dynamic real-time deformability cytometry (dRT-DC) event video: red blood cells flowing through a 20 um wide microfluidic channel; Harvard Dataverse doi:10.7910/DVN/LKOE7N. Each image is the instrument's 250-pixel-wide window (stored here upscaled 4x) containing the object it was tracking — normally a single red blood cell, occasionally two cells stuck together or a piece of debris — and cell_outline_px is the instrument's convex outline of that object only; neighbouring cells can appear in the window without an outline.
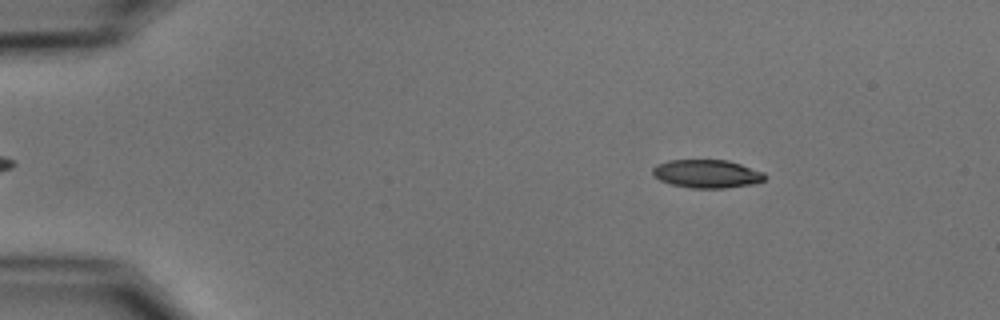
{"species": "common noctule bat (a hibernating species)", "species_latin": "Nyctalus noctula", "temperature_condition": "cold", "stored_images_in_passage": 48, "camera_frame_rate_fps": 3000, "um_per_image_px": 0.085, "animal": {"sex": "male", "body_mass_g": 15.6}, "frame": {"image": 1, "passage_image": 8, "time_ms": 2.333, "image_size_px": [1000, 320], "cell_outline_px": [[764, 180], [752, 184], [724, 188], [692, 188], [672, 184], [660, 180], [652, 176], [652, 168], [656, 164], [668, 160], [728, 160], [764, 172]], "centroid_in_image_um": [60.04, 14.76], "position_along_channel_um": 25.0, "area_um2": 18.44}}
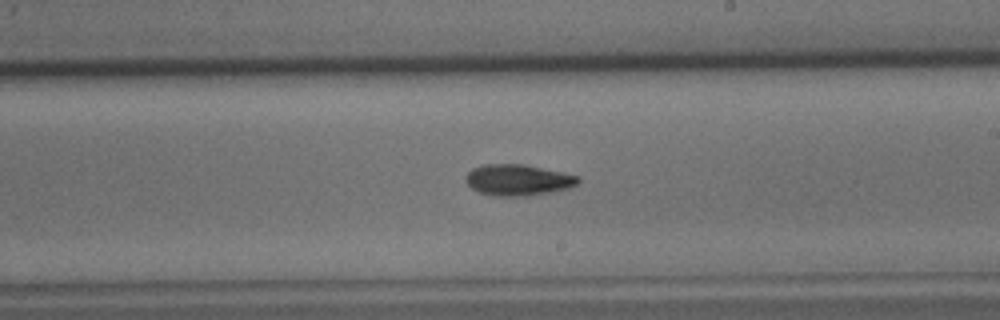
{"frame": {"image": 2, "passage_image": 32, "time_ms": 10.333, "image_size_px": [1000, 320], "cell_outline_px": [[580, 180], [572, 188], [552, 192], [528, 196], [492, 196], [480, 192], [472, 188], [464, 180], [464, 176], [472, 168], [484, 164], [524, 164], [564, 172], [580, 176]], "centroid_in_image_um": [44.05, 15.3], "position_along_channel_um": 245.0, "area_um2": 20.75}}
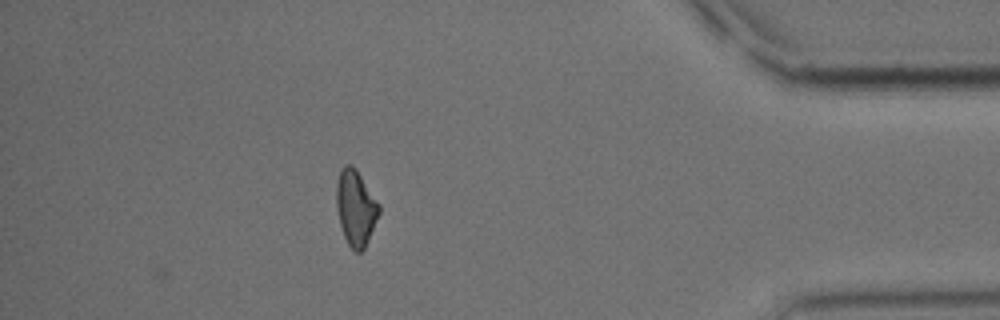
{"frame": {"image": 3, "passage_image": 48, "time_ms": 15.667, "image_size_px": [1000, 320], "cell_outline_px": [[380, 212], [364, 248], [360, 252], [356, 252], [348, 244], [344, 236], [340, 224], [336, 204], [336, 184], [340, 168], [344, 164], [352, 164], [356, 168], [380, 204]], "centroid_in_image_um": [30.22, 17.61], "position_along_channel_um": 405.0, "area_um2": 18.79}, "authors_computed_cell_mechanics": {"area_um2": 19.1029, "velocity_mm_per_s": 3.7201, "shape_relaxation_time_tau1_ms": 5.0349, "shape_relaxation_time_tau2_ms": null, "deformation_change_tau1": 0.1269, "deformation_change_tau2": null}}